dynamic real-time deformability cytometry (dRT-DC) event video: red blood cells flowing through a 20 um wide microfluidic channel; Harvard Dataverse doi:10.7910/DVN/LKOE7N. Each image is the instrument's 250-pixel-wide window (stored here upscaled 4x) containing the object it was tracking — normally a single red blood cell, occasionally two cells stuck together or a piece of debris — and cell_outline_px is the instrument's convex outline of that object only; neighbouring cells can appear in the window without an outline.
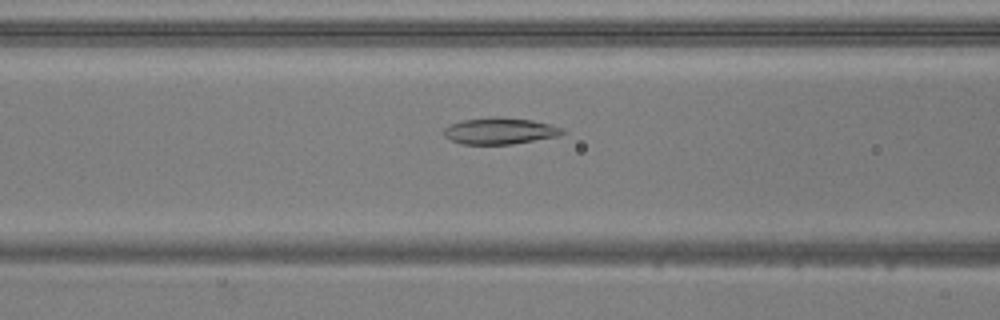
{"species": "common noctule bat (a hibernating species)", "species_latin": "Nyctalus noctula", "temperature_condition": "warm", "stored_images_in_passage": 52, "camera_frame_rate_fps": 3000, "um_per_image_px": 0.085, "animal": {"sex": "male", "body_mass_g": 20.5, "forearm_length_mm": 52.5}, "frame": {"image": 1, "passage_image": 21, "time_ms": 6.667, "image_size_px": [1000, 320], "cell_outline_px": [[564, 132], [560, 136], [512, 144], [460, 144], [444, 136], [444, 128], [448, 124], [460, 120], [492, 116], [500, 116], [532, 120], [564, 128]], "centroid_in_image_um": [42.46, 11.12], "position_along_channel_um": 124.1, "area_um2": 18.55}}
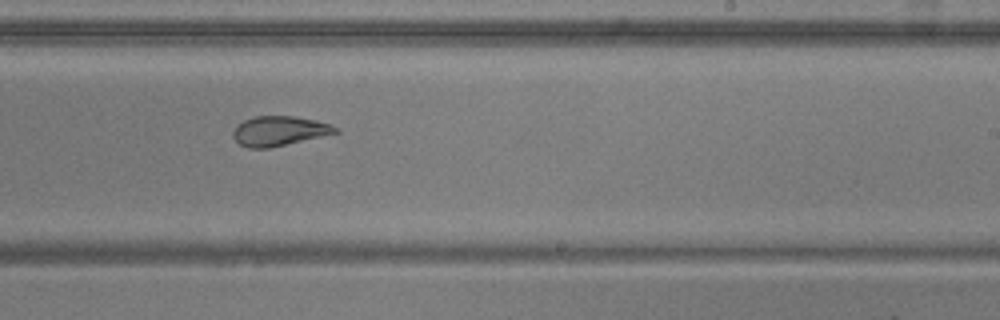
{"frame": {"image": 2, "passage_image": 32, "time_ms": 10.333, "image_size_px": [1000, 320], "cell_outline_px": [[340, 132], [268, 148], [248, 148], [240, 144], [232, 136], [232, 132], [236, 124], [244, 120], [256, 116], [292, 116], [316, 120], [340, 128]], "centroid_in_image_um": [23.71, 11.12], "position_along_channel_um": 265.3, "area_um2": 17.63}}
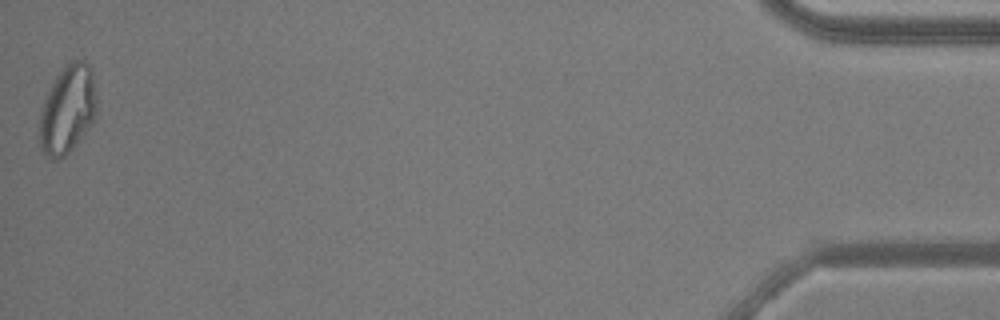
{"frame": {"image": 3, "passage_image": 52, "time_ms": 17.0, "image_size_px": [1000, 320], "cell_outline_px": [[96, 112], [88, 128], [72, 148], [64, 156], [56, 160], [48, 160], [40, 152], [36, 136], [40, 108], [56, 76], [72, 60], [84, 60], [88, 64], [92, 72], [96, 96]], "centroid_in_image_um": [5.66, 9.38], "position_along_channel_um": 429.5, "area_um2": 29.82}, "authors_computed_cell_mechanics": {"area_um2": 21.5016, "velocity_mm_per_s": 3.8501, "shape_relaxation_time_tau1_ms": 6.5025, "shape_relaxation_time_tau2_ms": 3.1816, "deformation_change_tau1": 0.1684, "deformation_change_tau2": 0.0798}}